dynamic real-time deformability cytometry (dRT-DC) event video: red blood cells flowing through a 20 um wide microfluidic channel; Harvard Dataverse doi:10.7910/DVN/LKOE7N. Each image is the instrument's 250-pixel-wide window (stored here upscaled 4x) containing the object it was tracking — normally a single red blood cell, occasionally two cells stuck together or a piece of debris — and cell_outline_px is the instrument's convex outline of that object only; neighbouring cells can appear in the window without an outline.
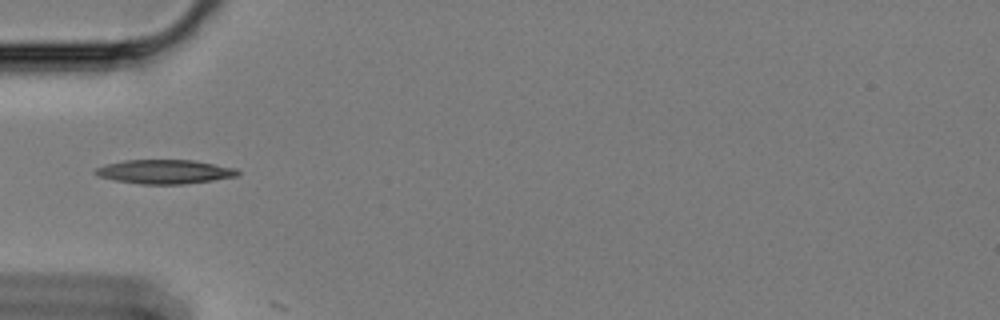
{"species": "Egyptian fruit bat (a non-hibernating species)", "species_latin": "Rousettus aegyptiacus", "temperature_condition": "cold", "stored_images_in_passage": 14, "camera_frame_rate_fps": 3000, "um_per_image_px": 0.085, "animal": {"sex": "female"}, "frame": {"image": 1, "passage_image": 1, "time_ms": 0.0, "image_size_px": [1000, 320], "cell_outline_px": [[240, 176], [184, 184], [140, 184], [116, 180], [100, 176], [92, 172], [96, 168], [104, 164], [124, 160], [192, 160], [236, 168], [240, 172]], "centroid_in_image_um": [14.0, 14.59], "position_along_channel_um": 71.0, "area_um2": 19.94}}